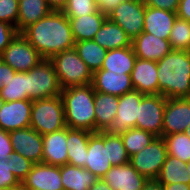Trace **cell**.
Segmentation results:
<instances>
[{
  "instance_id": "1",
  "label": "cell",
  "mask_w": 190,
  "mask_h": 190,
  "mask_svg": "<svg viewBox=\"0 0 190 190\" xmlns=\"http://www.w3.org/2000/svg\"><path fill=\"white\" fill-rule=\"evenodd\" d=\"M20 33L44 59L75 46L69 19L62 11H51Z\"/></svg>"
},
{
  "instance_id": "17",
  "label": "cell",
  "mask_w": 190,
  "mask_h": 190,
  "mask_svg": "<svg viewBox=\"0 0 190 190\" xmlns=\"http://www.w3.org/2000/svg\"><path fill=\"white\" fill-rule=\"evenodd\" d=\"M91 85L97 92L117 97L134 89L131 74L108 72L102 69L93 72Z\"/></svg>"
},
{
  "instance_id": "44",
  "label": "cell",
  "mask_w": 190,
  "mask_h": 190,
  "mask_svg": "<svg viewBox=\"0 0 190 190\" xmlns=\"http://www.w3.org/2000/svg\"><path fill=\"white\" fill-rule=\"evenodd\" d=\"M16 71L0 59V90L13 78Z\"/></svg>"
},
{
  "instance_id": "33",
  "label": "cell",
  "mask_w": 190,
  "mask_h": 190,
  "mask_svg": "<svg viewBox=\"0 0 190 190\" xmlns=\"http://www.w3.org/2000/svg\"><path fill=\"white\" fill-rule=\"evenodd\" d=\"M0 96L5 102L29 99L27 97V72H16L6 86L0 90Z\"/></svg>"
},
{
  "instance_id": "27",
  "label": "cell",
  "mask_w": 190,
  "mask_h": 190,
  "mask_svg": "<svg viewBox=\"0 0 190 190\" xmlns=\"http://www.w3.org/2000/svg\"><path fill=\"white\" fill-rule=\"evenodd\" d=\"M97 179L83 167L68 163L61 166V182L64 190H90Z\"/></svg>"
},
{
  "instance_id": "25",
  "label": "cell",
  "mask_w": 190,
  "mask_h": 190,
  "mask_svg": "<svg viewBox=\"0 0 190 190\" xmlns=\"http://www.w3.org/2000/svg\"><path fill=\"white\" fill-rule=\"evenodd\" d=\"M95 132L105 131L116 116L119 97L95 91Z\"/></svg>"
},
{
  "instance_id": "4",
  "label": "cell",
  "mask_w": 190,
  "mask_h": 190,
  "mask_svg": "<svg viewBox=\"0 0 190 190\" xmlns=\"http://www.w3.org/2000/svg\"><path fill=\"white\" fill-rule=\"evenodd\" d=\"M49 60L54 65L62 89L92 83L93 72L79 57L75 48L57 53Z\"/></svg>"
},
{
  "instance_id": "2",
  "label": "cell",
  "mask_w": 190,
  "mask_h": 190,
  "mask_svg": "<svg viewBox=\"0 0 190 190\" xmlns=\"http://www.w3.org/2000/svg\"><path fill=\"white\" fill-rule=\"evenodd\" d=\"M159 94L170 98H190V54L172 50L157 61Z\"/></svg>"
},
{
  "instance_id": "45",
  "label": "cell",
  "mask_w": 190,
  "mask_h": 190,
  "mask_svg": "<svg viewBox=\"0 0 190 190\" xmlns=\"http://www.w3.org/2000/svg\"><path fill=\"white\" fill-rule=\"evenodd\" d=\"M96 2L98 10L103 14L108 15L124 0H94Z\"/></svg>"
},
{
  "instance_id": "15",
  "label": "cell",
  "mask_w": 190,
  "mask_h": 190,
  "mask_svg": "<svg viewBox=\"0 0 190 190\" xmlns=\"http://www.w3.org/2000/svg\"><path fill=\"white\" fill-rule=\"evenodd\" d=\"M20 189L64 190L61 182V166L34 164L21 182Z\"/></svg>"
},
{
  "instance_id": "55",
  "label": "cell",
  "mask_w": 190,
  "mask_h": 190,
  "mask_svg": "<svg viewBox=\"0 0 190 190\" xmlns=\"http://www.w3.org/2000/svg\"><path fill=\"white\" fill-rule=\"evenodd\" d=\"M20 190H33V189H20ZM37 190H39V189H37ZM42 190V189H41Z\"/></svg>"
},
{
  "instance_id": "11",
  "label": "cell",
  "mask_w": 190,
  "mask_h": 190,
  "mask_svg": "<svg viewBox=\"0 0 190 190\" xmlns=\"http://www.w3.org/2000/svg\"><path fill=\"white\" fill-rule=\"evenodd\" d=\"M144 96V94L135 89L121 95L116 116L105 132L121 135L128 129L136 128L139 105Z\"/></svg>"
},
{
  "instance_id": "28",
  "label": "cell",
  "mask_w": 190,
  "mask_h": 190,
  "mask_svg": "<svg viewBox=\"0 0 190 190\" xmlns=\"http://www.w3.org/2000/svg\"><path fill=\"white\" fill-rule=\"evenodd\" d=\"M136 59L132 46L107 50L101 69L108 72L131 74Z\"/></svg>"
},
{
  "instance_id": "5",
  "label": "cell",
  "mask_w": 190,
  "mask_h": 190,
  "mask_svg": "<svg viewBox=\"0 0 190 190\" xmlns=\"http://www.w3.org/2000/svg\"><path fill=\"white\" fill-rule=\"evenodd\" d=\"M30 127L42 136L67 127L61 95L32 101Z\"/></svg>"
},
{
  "instance_id": "39",
  "label": "cell",
  "mask_w": 190,
  "mask_h": 190,
  "mask_svg": "<svg viewBox=\"0 0 190 190\" xmlns=\"http://www.w3.org/2000/svg\"><path fill=\"white\" fill-rule=\"evenodd\" d=\"M19 0H0V21L16 27L18 20Z\"/></svg>"
},
{
  "instance_id": "52",
  "label": "cell",
  "mask_w": 190,
  "mask_h": 190,
  "mask_svg": "<svg viewBox=\"0 0 190 190\" xmlns=\"http://www.w3.org/2000/svg\"><path fill=\"white\" fill-rule=\"evenodd\" d=\"M0 190H20V188H1Z\"/></svg>"
},
{
  "instance_id": "16",
  "label": "cell",
  "mask_w": 190,
  "mask_h": 190,
  "mask_svg": "<svg viewBox=\"0 0 190 190\" xmlns=\"http://www.w3.org/2000/svg\"><path fill=\"white\" fill-rule=\"evenodd\" d=\"M31 110L30 99L4 102L0 109V128L10 132L30 127Z\"/></svg>"
},
{
  "instance_id": "46",
  "label": "cell",
  "mask_w": 190,
  "mask_h": 190,
  "mask_svg": "<svg viewBox=\"0 0 190 190\" xmlns=\"http://www.w3.org/2000/svg\"><path fill=\"white\" fill-rule=\"evenodd\" d=\"M176 14L178 18L190 22V0H180Z\"/></svg>"
},
{
  "instance_id": "24",
  "label": "cell",
  "mask_w": 190,
  "mask_h": 190,
  "mask_svg": "<svg viewBox=\"0 0 190 190\" xmlns=\"http://www.w3.org/2000/svg\"><path fill=\"white\" fill-rule=\"evenodd\" d=\"M106 18L107 15L100 10L89 15L69 18L75 42L93 40Z\"/></svg>"
},
{
  "instance_id": "42",
  "label": "cell",
  "mask_w": 190,
  "mask_h": 190,
  "mask_svg": "<svg viewBox=\"0 0 190 190\" xmlns=\"http://www.w3.org/2000/svg\"><path fill=\"white\" fill-rule=\"evenodd\" d=\"M148 7L177 12L180 0H143Z\"/></svg>"
},
{
  "instance_id": "18",
  "label": "cell",
  "mask_w": 190,
  "mask_h": 190,
  "mask_svg": "<svg viewBox=\"0 0 190 190\" xmlns=\"http://www.w3.org/2000/svg\"><path fill=\"white\" fill-rule=\"evenodd\" d=\"M103 180L113 190H143L148 179L128 162L124 165L112 166Z\"/></svg>"
},
{
  "instance_id": "53",
  "label": "cell",
  "mask_w": 190,
  "mask_h": 190,
  "mask_svg": "<svg viewBox=\"0 0 190 190\" xmlns=\"http://www.w3.org/2000/svg\"><path fill=\"white\" fill-rule=\"evenodd\" d=\"M5 100L0 96V109L3 107Z\"/></svg>"
},
{
  "instance_id": "49",
  "label": "cell",
  "mask_w": 190,
  "mask_h": 190,
  "mask_svg": "<svg viewBox=\"0 0 190 190\" xmlns=\"http://www.w3.org/2000/svg\"><path fill=\"white\" fill-rule=\"evenodd\" d=\"M163 190H190V184L175 183L163 185Z\"/></svg>"
},
{
  "instance_id": "19",
  "label": "cell",
  "mask_w": 190,
  "mask_h": 190,
  "mask_svg": "<svg viewBox=\"0 0 190 190\" xmlns=\"http://www.w3.org/2000/svg\"><path fill=\"white\" fill-rule=\"evenodd\" d=\"M157 61L137 58L131 73L133 88L144 95L159 94Z\"/></svg>"
},
{
  "instance_id": "31",
  "label": "cell",
  "mask_w": 190,
  "mask_h": 190,
  "mask_svg": "<svg viewBox=\"0 0 190 190\" xmlns=\"http://www.w3.org/2000/svg\"><path fill=\"white\" fill-rule=\"evenodd\" d=\"M74 48L78 52L79 57L92 72L101 69L107 53L106 49L102 48L94 40L75 42Z\"/></svg>"
},
{
  "instance_id": "26",
  "label": "cell",
  "mask_w": 190,
  "mask_h": 190,
  "mask_svg": "<svg viewBox=\"0 0 190 190\" xmlns=\"http://www.w3.org/2000/svg\"><path fill=\"white\" fill-rule=\"evenodd\" d=\"M92 132L67 127L68 164L85 167L87 146Z\"/></svg>"
},
{
  "instance_id": "54",
  "label": "cell",
  "mask_w": 190,
  "mask_h": 190,
  "mask_svg": "<svg viewBox=\"0 0 190 190\" xmlns=\"http://www.w3.org/2000/svg\"><path fill=\"white\" fill-rule=\"evenodd\" d=\"M186 169H188V171H189V173H190V161H188L187 163H186ZM190 175V174H189Z\"/></svg>"
},
{
  "instance_id": "40",
  "label": "cell",
  "mask_w": 190,
  "mask_h": 190,
  "mask_svg": "<svg viewBox=\"0 0 190 190\" xmlns=\"http://www.w3.org/2000/svg\"><path fill=\"white\" fill-rule=\"evenodd\" d=\"M9 158L0 160V187L1 188H21V183L11 172Z\"/></svg>"
},
{
  "instance_id": "50",
  "label": "cell",
  "mask_w": 190,
  "mask_h": 190,
  "mask_svg": "<svg viewBox=\"0 0 190 190\" xmlns=\"http://www.w3.org/2000/svg\"><path fill=\"white\" fill-rule=\"evenodd\" d=\"M90 190H113L103 178L97 179L95 184L91 187Z\"/></svg>"
},
{
  "instance_id": "8",
  "label": "cell",
  "mask_w": 190,
  "mask_h": 190,
  "mask_svg": "<svg viewBox=\"0 0 190 190\" xmlns=\"http://www.w3.org/2000/svg\"><path fill=\"white\" fill-rule=\"evenodd\" d=\"M145 7L143 0H124L107 17L118 24L133 41L143 32Z\"/></svg>"
},
{
  "instance_id": "35",
  "label": "cell",
  "mask_w": 190,
  "mask_h": 190,
  "mask_svg": "<svg viewBox=\"0 0 190 190\" xmlns=\"http://www.w3.org/2000/svg\"><path fill=\"white\" fill-rule=\"evenodd\" d=\"M169 42L173 50L190 51V22L176 18L170 32Z\"/></svg>"
},
{
  "instance_id": "38",
  "label": "cell",
  "mask_w": 190,
  "mask_h": 190,
  "mask_svg": "<svg viewBox=\"0 0 190 190\" xmlns=\"http://www.w3.org/2000/svg\"><path fill=\"white\" fill-rule=\"evenodd\" d=\"M8 162H10L11 172L20 183L26 178L35 164L15 151L9 156Z\"/></svg>"
},
{
  "instance_id": "32",
  "label": "cell",
  "mask_w": 190,
  "mask_h": 190,
  "mask_svg": "<svg viewBox=\"0 0 190 190\" xmlns=\"http://www.w3.org/2000/svg\"><path fill=\"white\" fill-rule=\"evenodd\" d=\"M156 136L151 132L144 131L138 128L128 129L121 134V139L129 157L142 151L147 147Z\"/></svg>"
},
{
  "instance_id": "9",
  "label": "cell",
  "mask_w": 190,
  "mask_h": 190,
  "mask_svg": "<svg viewBox=\"0 0 190 190\" xmlns=\"http://www.w3.org/2000/svg\"><path fill=\"white\" fill-rule=\"evenodd\" d=\"M167 155L163 137H156L142 151L132 155L129 163L147 179H156Z\"/></svg>"
},
{
  "instance_id": "3",
  "label": "cell",
  "mask_w": 190,
  "mask_h": 190,
  "mask_svg": "<svg viewBox=\"0 0 190 190\" xmlns=\"http://www.w3.org/2000/svg\"><path fill=\"white\" fill-rule=\"evenodd\" d=\"M95 90L91 84L62 89L65 122L68 128L95 132Z\"/></svg>"
},
{
  "instance_id": "48",
  "label": "cell",
  "mask_w": 190,
  "mask_h": 190,
  "mask_svg": "<svg viewBox=\"0 0 190 190\" xmlns=\"http://www.w3.org/2000/svg\"><path fill=\"white\" fill-rule=\"evenodd\" d=\"M143 190H163V184L157 179H148Z\"/></svg>"
},
{
  "instance_id": "10",
  "label": "cell",
  "mask_w": 190,
  "mask_h": 190,
  "mask_svg": "<svg viewBox=\"0 0 190 190\" xmlns=\"http://www.w3.org/2000/svg\"><path fill=\"white\" fill-rule=\"evenodd\" d=\"M167 98L160 95H145L139 105L136 128L162 137L163 116Z\"/></svg>"
},
{
  "instance_id": "14",
  "label": "cell",
  "mask_w": 190,
  "mask_h": 190,
  "mask_svg": "<svg viewBox=\"0 0 190 190\" xmlns=\"http://www.w3.org/2000/svg\"><path fill=\"white\" fill-rule=\"evenodd\" d=\"M13 151L31 160L33 163H42L43 137L31 127L9 132Z\"/></svg>"
},
{
  "instance_id": "20",
  "label": "cell",
  "mask_w": 190,
  "mask_h": 190,
  "mask_svg": "<svg viewBox=\"0 0 190 190\" xmlns=\"http://www.w3.org/2000/svg\"><path fill=\"white\" fill-rule=\"evenodd\" d=\"M132 47L137 58L150 61H159L173 50L169 40L147 32L138 35L132 41Z\"/></svg>"
},
{
  "instance_id": "43",
  "label": "cell",
  "mask_w": 190,
  "mask_h": 190,
  "mask_svg": "<svg viewBox=\"0 0 190 190\" xmlns=\"http://www.w3.org/2000/svg\"><path fill=\"white\" fill-rule=\"evenodd\" d=\"M13 153V147L9 138V132L0 128V160L9 158Z\"/></svg>"
},
{
  "instance_id": "41",
  "label": "cell",
  "mask_w": 190,
  "mask_h": 190,
  "mask_svg": "<svg viewBox=\"0 0 190 190\" xmlns=\"http://www.w3.org/2000/svg\"><path fill=\"white\" fill-rule=\"evenodd\" d=\"M18 33L16 27L0 21V56Z\"/></svg>"
},
{
  "instance_id": "21",
  "label": "cell",
  "mask_w": 190,
  "mask_h": 190,
  "mask_svg": "<svg viewBox=\"0 0 190 190\" xmlns=\"http://www.w3.org/2000/svg\"><path fill=\"white\" fill-rule=\"evenodd\" d=\"M43 137L42 163L63 166L68 161L67 127L59 131L45 134Z\"/></svg>"
},
{
  "instance_id": "34",
  "label": "cell",
  "mask_w": 190,
  "mask_h": 190,
  "mask_svg": "<svg viewBox=\"0 0 190 190\" xmlns=\"http://www.w3.org/2000/svg\"><path fill=\"white\" fill-rule=\"evenodd\" d=\"M163 139L168 155L177 157L185 163L190 161V137L185 132L165 135Z\"/></svg>"
},
{
  "instance_id": "6",
  "label": "cell",
  "mask_w": 190,
  "mask_h": 190,
  "mask_svg": "<svg viewBox=\"0 0 190 190\" xmlns=\"http://www.w3.org/2000/svg\"><path fill=\"white\" fill-rule=\"evenodd\" d=\"M61 92L57 73L49 59H43L27 72V97L31 101L56 97Z\"/></svg>"
},
{
  "instance_id": "12",
  "label": "cell",
  "mask_w": 190,
  "mask_h": 190,
  "mask_svg": "<svg viewBox=\"0 0 190 190\" xmlns=\"http://www.w3.org/2000/svg\"><path fill=\"white\" fill-rule=\"evenodd\" d=\"M112 166L108 159V132L92 133L88 141L84 168L102 179Z\"/></svg>"
},
{
  "instance_id": "23",
  "label": "cell",
  "mask_w": 190,
  "mask_h": 190,
  "mask_svg": "<svg viewBox=\"0 0 190 190\" xmlns=\"http://www.w3.org/2000/svg\"><path fill=\"white\" fill-rule=\"evenodd\" d=\"M93 40L106 50L132 46V41L125 31L108 17L95 34Z\"/></svg>"
},
{
  "instance_id": "47",
  "label": "cell",
  "mask_w": 190,
  "mask_h": 190,
  "mask_svg": "<svg viewBox=\"0 0 190 190\" xmlns=\"http://www.w3.org/2000/svg\"><path fill=\"white\" fill-rule=\"evenodd\" d=\"M68 0H47V3L52 11H62Z\"/></svg>"
},
{
  "instance_id": "36",
  "label": "cell",
  "mask_w": 190,
  "mask_h": 190,
  "mask_svg": "<svg viewBox=\"0 0 190 190\" xmlns=\"http://www.w3.org/2000/svg\"><path fill=\"white\" fill-rule=\"evenodd\" d=\"M108 159L113 166L129 162L130 157L123 145L121 135L108 133Z\"/></svg>"
},
{
  "instance_id": "22",
  "label": "cell",
  "mask_w": 190,
  "mask_h": 190,
  "mask_svg": "<svg viewBox=\"0 0 190 190\" xmlns=\"http://www.w3.org/2000/svg\"><path fill=\"white\" fill-rule=\"evenodd\" d=\"M177 18L175 12L145 7L143 32L169 40L170 32Z\"/></svg>"
},
{
  "instance_id": "13",
  "label": "cell",
  "mask_w": 190,
  "mask_h": 190,
  "mask_svg": "<svg viewBox=\"0 0 190 190\" xmlns=\"http://www.w3.org/2000/svg\"><path fill=\"white\" fill-rule=\"evenodd\" d=\"M190 123V98L166 100L163 116L162 137L185 132Z\"/></svg>"
},
{
  "instance_id": "37",
  "label": "cell",
  "mask_w": 190,
  "mask_h": 190,
  "mask_svg": "<svg viewBox=\"0 0 190 190\" xmlns=\"http://www.w3.org/2000/svg\"><path fill=\"white\" fill-rule=\"evenodd\" d=\"M98 11L94 0H68L62 12L69 19L96 13Z\"/></svg>"
},
{
  "instance_id": "51",
  "label": "cell",
  "mask_w": 190,
  "mask_h": 190,
  "mask_svg": "<svg viewBox=\"0 0 190 190\" xmlns=\"http://www.w3.org/2000/svg\"><path fill=\"white\" fill-rule=\"evenodd\" d=\"M185 134L190 137V123L185 131Z\"/></svg>"
},
{
  "instance_id": "7",
  "label": "cell",
  "mask_w": 190,
  "mask_h": 190,
  "mask_svg": "<svg viewBox=\"0 0 190 190\" xmlns=\"http://www.w3.org/2000/svg\"><path fill=\"white\" fill-rule=\"evenodd\" d=\"M0 59L16 72H28L44 58L21 33H18L3 50Z\"/></svg>"
},
{
  "instance_id": "30",
  "label": "cell",
  "mask_w": 190,
  "mask_h": 190,
  "mask_svg": "<svg viewBox=\"0 0 190 190\" xmlns=\"http://www.w3.org/2000/svg\"><path fill=\"white\" fill-rule=\"evenodd\" d=\"M186 163L177 157L167 155L157 180L163 185L185 183L190 184V175Z\"/></svg>"
},
{
  "instance_id": "29",
  "label": "cell",
  "mask_w": 190,
  "mask_h": 190,
  "mask_svg": "<svg viewBox=\"0 0 190 190\" xmlns=\"http://www.w3.org/2000/svg\"><path fill=\"white\" fill-rule=\"evenodd\" d=\"M51 11L47 0H19L17 31L20 33Z\"/></svg>"
}]
</instances>
